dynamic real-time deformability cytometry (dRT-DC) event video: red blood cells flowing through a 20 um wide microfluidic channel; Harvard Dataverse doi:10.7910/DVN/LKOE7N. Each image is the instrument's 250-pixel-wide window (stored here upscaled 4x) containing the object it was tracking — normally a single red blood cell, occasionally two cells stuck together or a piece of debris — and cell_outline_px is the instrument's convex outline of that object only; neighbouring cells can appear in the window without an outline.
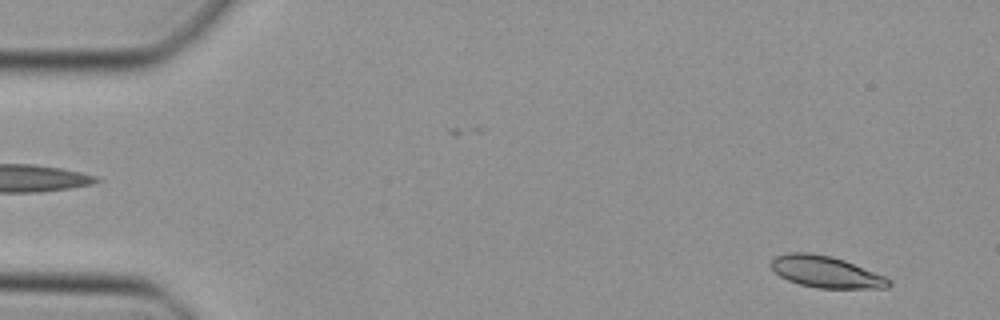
{"species": "Egyptian fruit bat (a non-hibernating species)", "species_latin": "Rousettus aegyptiacus", "temperature_condition": "cold", "stored_images_in_passage": 47, "camera_frame_rate_fps": 3000, "um_per_image_px": 0.085, "animal": {"sex": "female"}, "frame": {"image": 1, "passage_image": 3, "time_ms": 0.667, "image_size_px": [1000, 320], "cell_outline_px": [[892, 284], [888, 288], [816, 288], [800, 284], [788, 280], [780, 276], [768, 264], [776, 256], [788, 252], [808, 252], [832, 256], [844, 260], [884, 276], [892, 280]], "centroid_in_image_um": [70.2, 23.11], "position_along_channel_um": 14.8, "area_um2": 21.68}}
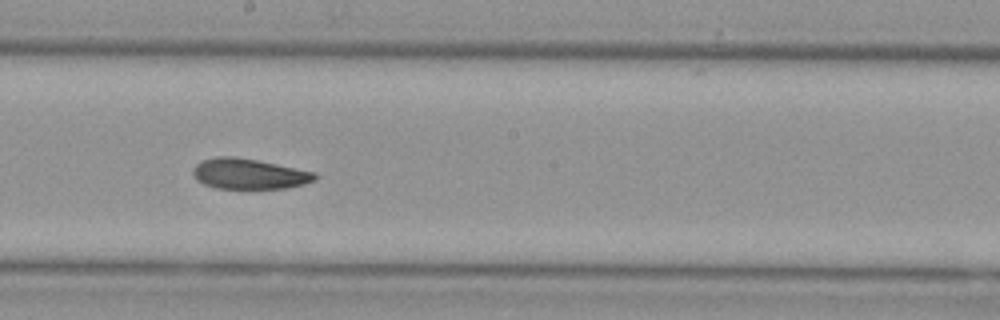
{"frame": {"image": 2, "passage_image": 26, "time_ms": 8.333, "image_size_px": [1000, 320], "cell_outline_px": [[316, 180], [304, 184], [288, 188], [216, 188], [204, 184], [196, 180], [192, 172], [192, 168], [200, 160], [216, 156], [232, 156], [256, 160], [316, 172]], "centroid_in_image_um": [21.13, 14.77], "position_along_channel_um": 227.1, "area_um2": 21.68}}
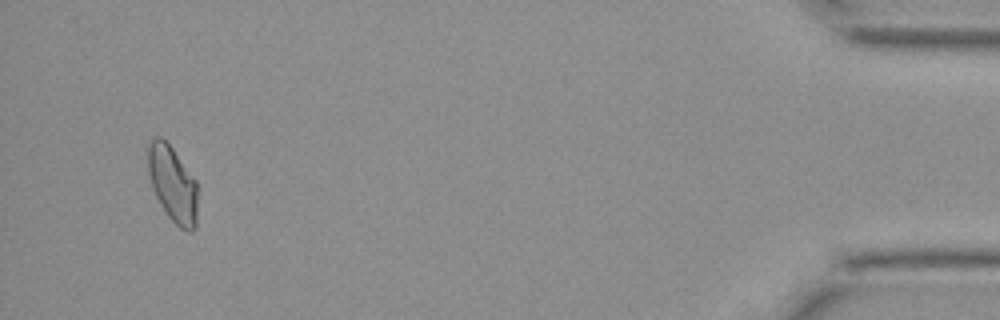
{"frame": {"image": 3, "passage_image": 45, "time_ms": 14.667, "image_size_px": [1000, 320], "cell_outline_px": [[196, 228], [192, 232], [188, 232], [180, 228], [168, 216], [160, 204], [156, 196], [148, 172], [148, 144], [156, 136], [160, 136], [172, 148], [196, 180]], "centroid_in_image_um": [14.68, 15.66], "position_along_channel_um": 420.5, "area_um2": 21.68}}